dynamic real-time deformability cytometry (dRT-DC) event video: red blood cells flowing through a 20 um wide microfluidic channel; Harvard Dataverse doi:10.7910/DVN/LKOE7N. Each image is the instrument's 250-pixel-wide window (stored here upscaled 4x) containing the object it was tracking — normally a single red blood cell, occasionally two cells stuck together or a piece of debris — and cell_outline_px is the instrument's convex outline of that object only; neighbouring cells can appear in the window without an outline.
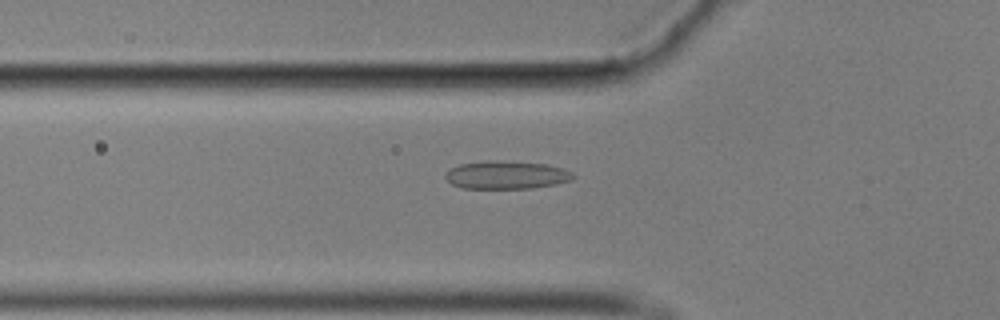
{"species": "common noctule bat (a hibernating species)", "species_latin": "Nyctalus noctula", "temperature_condition": "cold", "stored_images_in_passage": 57, "camera_frame_rate_fps": 3000, "um_per_image_px": 0.085, "animal": {"sex": "male", "body_mass_g": 17.9}, "frame": {"image": 1, "passage_image": 20, "time_ms": 6.333, "image_size_px": [1000, 320], "cell_outline_px": [[576, 176], [572, 180], [556, 184], [532, 188], [464, 188], [452, 184], [444, 176], [452, 168], [460, 164], [488, 160], [504, 160], [548, 164], [564, 168], [572, 172]], "centroid_in_image_um": [43.11, 14.86], "position_along_channel_um": 82.7, "area_um2": 20.98}}
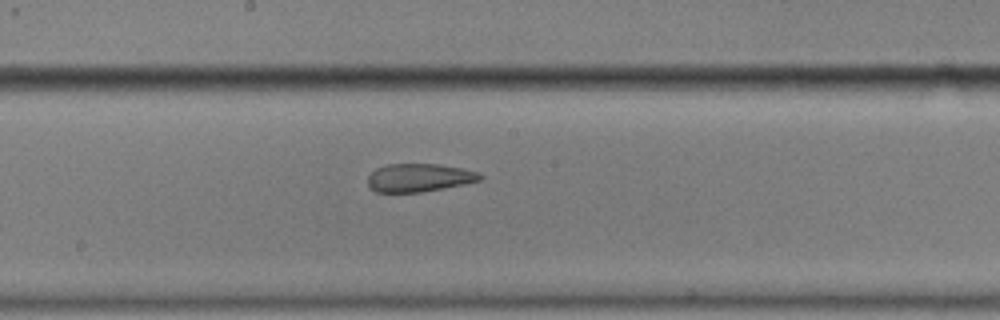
{"frame": {"image": 2, "passage_image": 31, "time_ms": 10.0, "image_size_px": [1000, 320], "cell_outline_px": [[484, 176], [480, 180], [420, 192], [376, 192], [368, 184], [368, 176], [376, 168], [388, 164], [440, 164], [464, 168], [476, 172]], "centroid_in_image_um": [35.6, 15.09], "position_along_channel_um": 212.6, "area_um2": 18.15}}
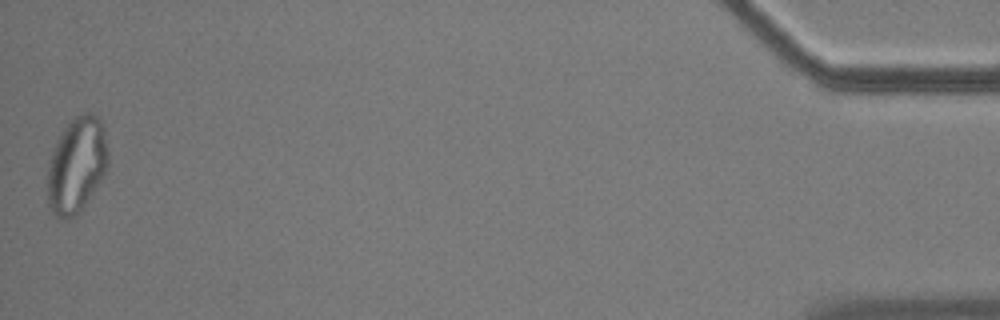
{"frame": {"image": 3, "passage_image": 57, "time_ms": 18.667, "image_size_px": [1000, 320], "cell_outline_px": [[108, 164], [100, 180], [76, 216], [64, 220], [60, 220], [52, 212], [48, 204], [48, 164], [52, 148], [56, 140], [64, 128], [80, 112], [92, 112], [104, 124], [108, 152]], "centroid_in_image_um": [6.5, 14.0], "position_along_channel_um": 428.7, "area_um2": 33.81}, "authors_computed_cell_mechanics": {"area_um2": 21.5016, "velocity_mm_per_s": 3.5192, "shape_relaxation_time_tau1_ms": null, "shape_relaxation_time_tau2_ms": 1.8601, "deformation_change_tau1": null, "deformation_change_tau2": 0.0908}}